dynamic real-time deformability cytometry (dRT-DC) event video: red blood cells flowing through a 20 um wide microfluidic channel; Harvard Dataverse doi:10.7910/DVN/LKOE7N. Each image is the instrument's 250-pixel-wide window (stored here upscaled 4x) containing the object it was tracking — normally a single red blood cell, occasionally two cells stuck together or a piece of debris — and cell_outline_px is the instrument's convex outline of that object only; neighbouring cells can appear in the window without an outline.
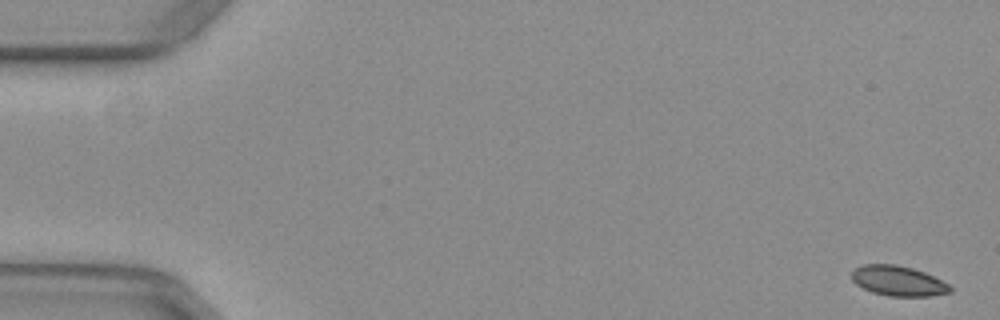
{"species": "common noctule bat (a hibernating species)", "species_latin": "Nyctalus noctula", "temperature_condition": "warm", "stored_images_in_passage": 54, "camera_frame_rate_fps": 3000, "um_per_image_px": 0.085, "animal": {"sex": "female", "body_mass_g": 29.2, "forearm_length_mm": 56.3}, "frame": {"image": 1, "passage_image": 1, "time_ms": 0.0, "image_size_px": [1000, 320], "cell_outline_px": [[952, 292], [932, 296], [888, 296], [872, 292], [856, 284], [852, 280], [852, 268], [864, 264], [896, 264], [912, 268], [924, 272], [948, 284], [952, 288]], "centroid_in_image_um": [76.33, 23.87], "position_along_channel_um": 8.7, "area_um2": 17.28}}
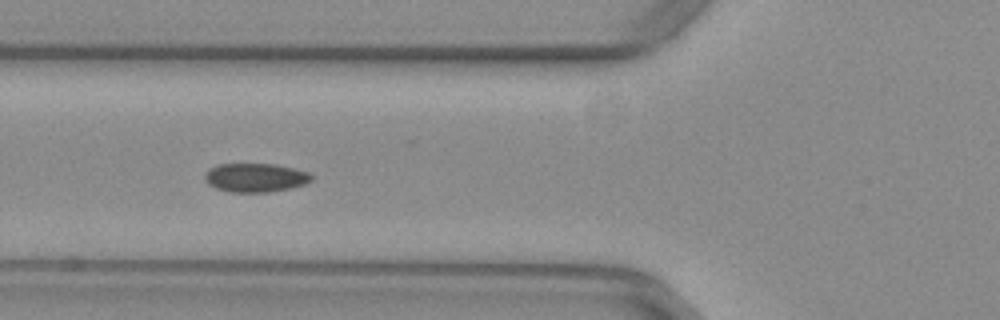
{"frame": {"image": 2, "passage_image": 20, "time_ms": 6.333, "image_size_px": [1000, 320], "cell_outline_px": [[312, 180], [304, 184], [292, 188], [268, 192], [228, 192], [216, 188], [208, 184], [204, 180], [204, 176], [208, 168], [216, 164], [276, 164], [308, 172], [312, 176]], "centroid_in_image_um": [21.67, 15.1], "position_along_channel_um": 104.1, "area_um2": 18.03}}
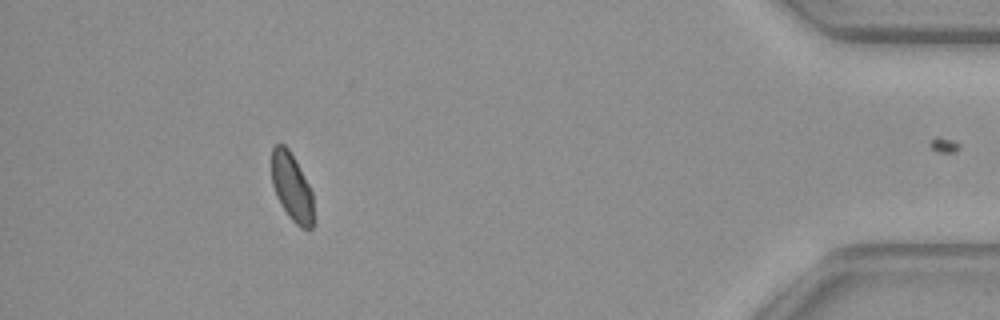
{"frame": {"image": 3, "passage_image": 48, "time_ms": 15.667, "image_size_px": [1000, 320], "cell_outline_px": [[316, 224], [312, 228], [300, 228], [288, 216], [280, 204], [276, 196], [272, 184], [272, 148], [276, 144], [284, 144], [288, 148], [308, 184], [312, 192]], "centroid_in_image_um": [24.83, 15.98], "position_along_channel_um": 410.4, "area_um2": 16.76}, "authors_computed_cell_mechanics": {"area_um2": 17.7446, "velocity_mm_per_s": 3.9276, "shape_relaxation_time_tau1_ms": 6.6999, "shape_relaxation_time_tau2_ms": 2.3381, "deformation_change_tau1": 0.0692, "deformation_change_tau2": 0.0523}}